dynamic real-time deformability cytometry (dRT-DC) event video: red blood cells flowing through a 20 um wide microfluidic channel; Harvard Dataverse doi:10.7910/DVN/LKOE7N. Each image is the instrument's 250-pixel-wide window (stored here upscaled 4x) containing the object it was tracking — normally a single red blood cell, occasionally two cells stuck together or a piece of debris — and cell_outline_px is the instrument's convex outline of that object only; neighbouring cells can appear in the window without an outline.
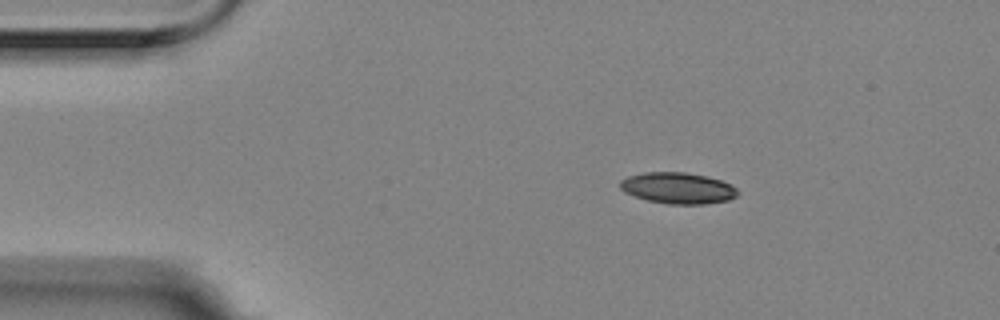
{"species": "Egyptian fruit bat (a non-hibernating species)", "species_latin": "Rousettus aegyptiacus", "temperature_condition": "room temperature", "stored_images_in_passage": 3, "camera_frame_rate_fps": 3000, "um_per_image_px": 0.085, "animal": {"sex": "female"}, "frame": {"image": 1, "passage_image": 1, "time_ms": 0.0, "image_size_px": [1000, 320], "cell_outline_px": [[740, 192], [736, 196], [728, 200], [704, 204], [668, 204], [648, 200], [624, 192], [620, 188], [620, 180], [628, 176], [644, 172], [684, 172], [708, 176], [720, 180], [736, 188]], "centroid_in_image_um": [57.61, 15.98], "position_along_channel_um": 27.4, "area_um2": 21.33}}
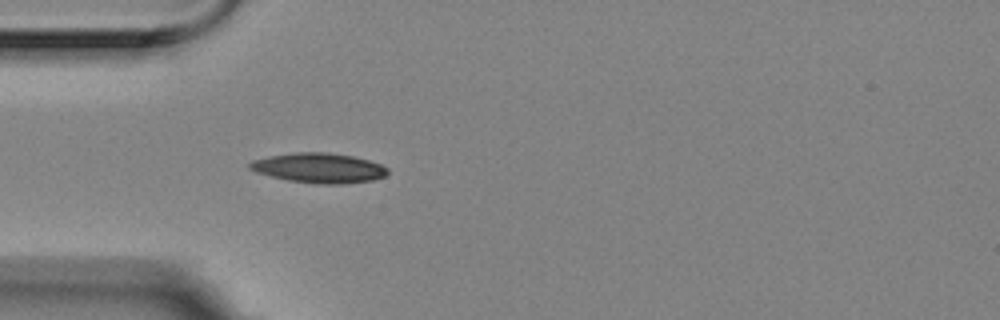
{"frame": {"image": 2, "passage_image": 3, "time_ms": 0.667, "image_size_px": [1000, 320], "cell_outline_px": [[388, 172], [384, 176], [372, 180], [340, 184], [316, 184], [288, 180], [256, 172], [248, 168], [248, 164], [252, 160], [272, 156], [296, 152], [328, 152], [352, 156], [368, 160], [380, 164], [388, 168]], "centroid_in_image_um": [27.11, 14.28], "position_along_channel_um": 57.9, "area_um2": 23.81}}